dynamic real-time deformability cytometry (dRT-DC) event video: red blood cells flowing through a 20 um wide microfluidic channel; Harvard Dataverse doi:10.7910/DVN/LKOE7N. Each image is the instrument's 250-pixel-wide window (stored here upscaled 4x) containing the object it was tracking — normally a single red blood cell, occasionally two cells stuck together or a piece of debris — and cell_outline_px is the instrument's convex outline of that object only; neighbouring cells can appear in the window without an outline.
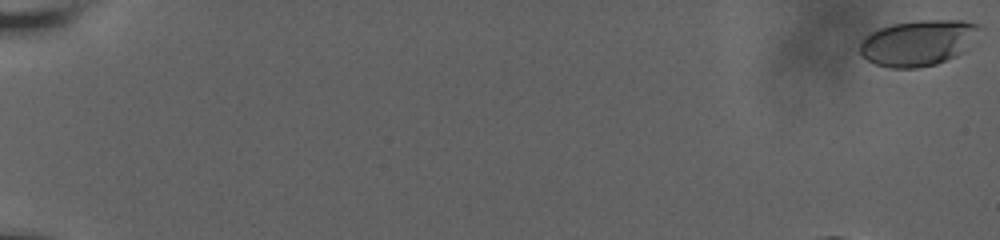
{"species": "human", "species_latin": "Homo sapiens", "temperature_condition": "room temperature", "stored_images_in_passage": 55, "camera_frame_rate_fps": 3000, "um_per_image_px": 0.085, "donor": {"sex": "male"}, "frame": {"image": 1, "passage_image": 1, "time_ms": 0.0, "image_size_px": [1000, 240], "cell_outline_px": [[980, 28], [956, 56], [936, 64], [916, 68], [888, 68], [876, 64], [868, 60], [860, 52], [860, 40], [864, 36], [880, 28], [892, 24], [920, 20], [964, 20], [980, 24]], "centroid_in_image_um": [77.96, 3.63], "position_along_channel_um": 7.0, "area_um2": 31.39}}
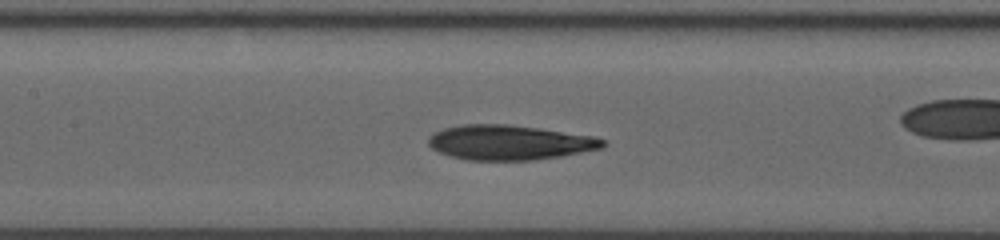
{"frame": {"image": 2, "passage_image": 30, "time_ms": 9.667, "image_size_px": [1000, 240], "cell_outline_px": [[608, 144], [604, 148], [560, 156], [532, 160], [468, 160], [452, 156], [440, 152], [432, 148], [428, 144], [428, 136], [444, 128], [460, 124], [508, 124], [596, 136], [604, 140]], "centroid_in_image_um": [43.33, 12.1], "position_along_channel_um": 164.1, "area_um2": 35.43}}
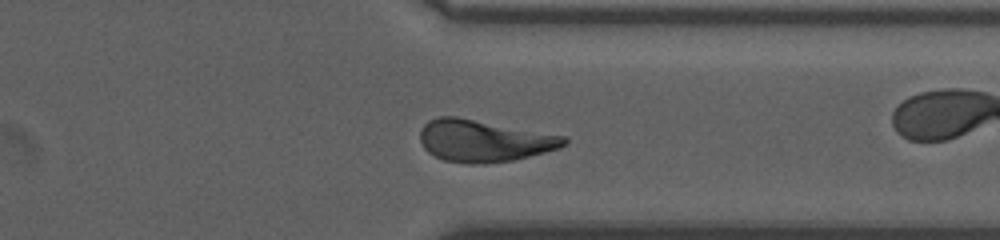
{"frame": {"image": 3, "passage_image": 47, "time_ms": 15.333, "image_size_px": [1000, 240], "cell_outline_px": [[568, 144], [560, 148], [512, 160], [476, 164], [468, 164], [444, 160], [428, 152], [424, 148], [420, 140], [420, 128], [428, 120], [440, 116], [456, 116], [564, 136], [568, 140]], "centroid_in_image_um": [41.1, 11.96], "position_along_channel_um": 370.3, "area_um2": 34.97}, "authors_computed_cell_mechanics": {"area_um2": 33.9286, "velocity_mm_per_s": 3.6411, "shape_relaxation_time_tau1_ms": null, "shape_relaxation_time_tau2_ms": 2.5911, "deformation_change_tau1": null, "deformation_change_tau2": 0.094}}